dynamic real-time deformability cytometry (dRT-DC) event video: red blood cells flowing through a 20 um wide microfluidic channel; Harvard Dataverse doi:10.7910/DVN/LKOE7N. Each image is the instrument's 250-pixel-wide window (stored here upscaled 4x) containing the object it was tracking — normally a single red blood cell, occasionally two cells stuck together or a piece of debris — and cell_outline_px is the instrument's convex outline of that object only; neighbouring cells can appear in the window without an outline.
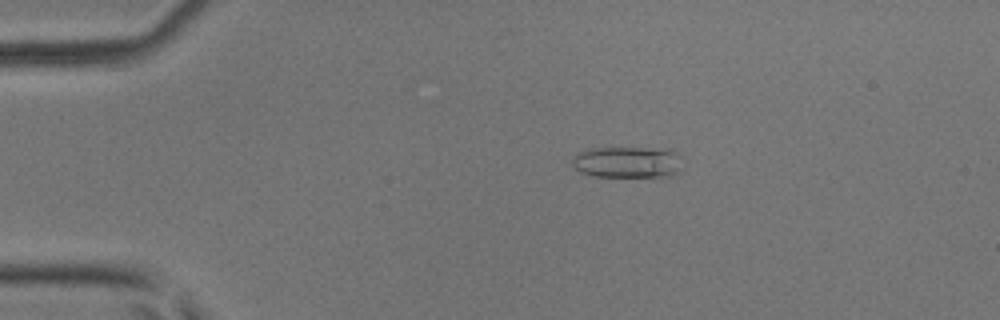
{"species": "common noctule bat (a hibernating species)", "species_latin": "Nyctalus noctula", "temperature_condition": "room temperature", "stored_images_in_passage": 50, "camera_frame_rate_fps": 3000, "um_per_image_px": 0.085, "animal": {"sex": "male", "body_mass_g": 17.9, "forearm_length_mm": 54.2}, "frame": {"image": 1, "passage_image": 11, "time_ms": 3.333, "image_size_px": [1000, 320], "cell_outline_px": [[680, 172], [672, 176], [592, 176], [580, 172], [572, 164], [572, 156], [576, 152], [592, 148], [668, 148], [676, 152], [680, 156]], "centroid_in_image_um": [53.33, 13.77], "position_along_channel_um": 31.7, "area_um2": 20.4}}
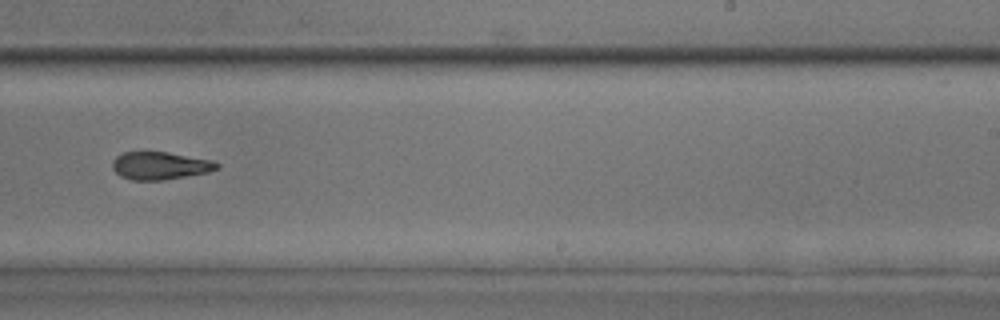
{"frame": {"image": 2, "passage_image": 33, "time_ms": 10.667, "image_size_px": [1000, 320], "cell_outline_px": [[220, 168], [208, 172], [160, 180], [132, 180], [120, 176], [112, 168], [112, 160], [116, 156], [124, 152], [168, 152], [212, 160], [220, 164]], "centroid_in_image_um": [13.6, 14.07], "position_along_channel_um": 275.4, "area_um2": 16.82}}
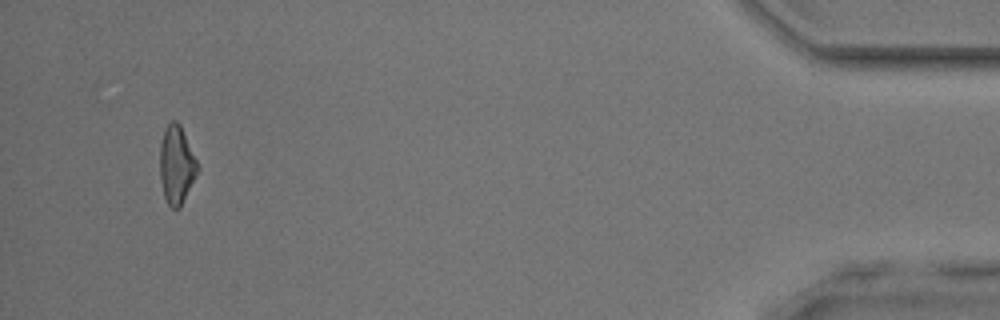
{"frame": {"image": 3, "passage_image": 49, "time_ms": 16.0, "image_size_px": [1000, 320], "cell_outline_px": [[200, 168], [180, 208], [172, 208], [168, 204], [164, 196], [160, 180], [160, 144], [164, 128], [172, 120], [176, 120], [180, 124], [200, 164]], "centroid_in_image_um": [15.02, 13.99], "position_along_channel_um": 420.2, "area_um2": 17.46}}